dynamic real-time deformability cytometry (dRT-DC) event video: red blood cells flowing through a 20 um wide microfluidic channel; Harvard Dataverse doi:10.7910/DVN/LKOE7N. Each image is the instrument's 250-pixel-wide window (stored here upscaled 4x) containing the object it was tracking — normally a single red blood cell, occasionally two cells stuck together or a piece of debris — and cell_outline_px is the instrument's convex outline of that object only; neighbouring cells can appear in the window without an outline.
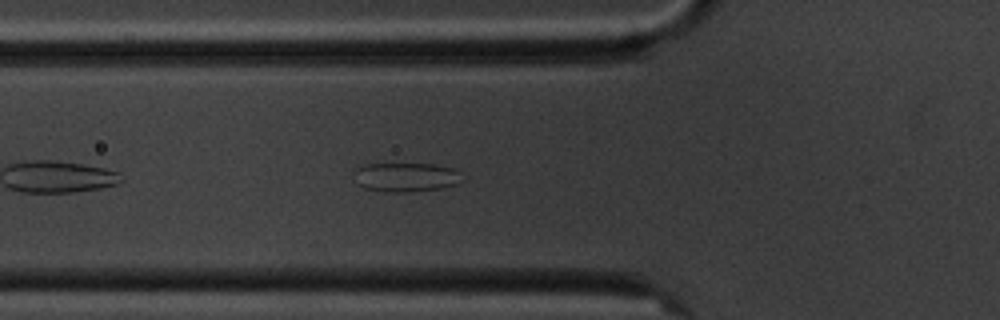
{"species": "common noctule bat (a hibernating species)", "species_latin": "Nyctalus noctula", "temperature_condition": "cold", "stored_images_in_passage": 6, "camera_frame_rate_fps": 3000, "um_per_image_px": 0.085, "animal": {"sex": "male", "body_mass_g": 20.1, "forearm_length_mm": 53.5}, "frame": {"image": 1, "passage_image": 6, "time_ms": 6.0, "image_size_px": [1000, 320], "cell_outline_px": [[464, 180], [456, 184], [440, 188], [404, 192], [384, 192], [364, 188], [360, 184], [356, 172], [356, 168], [364, 164], [432, 164], [452, 168], [460, 172]], "centroid_in_image_um": [34.55, 15.06], "position_along_channel_um": 91.2, "area_um2": 18.09}}